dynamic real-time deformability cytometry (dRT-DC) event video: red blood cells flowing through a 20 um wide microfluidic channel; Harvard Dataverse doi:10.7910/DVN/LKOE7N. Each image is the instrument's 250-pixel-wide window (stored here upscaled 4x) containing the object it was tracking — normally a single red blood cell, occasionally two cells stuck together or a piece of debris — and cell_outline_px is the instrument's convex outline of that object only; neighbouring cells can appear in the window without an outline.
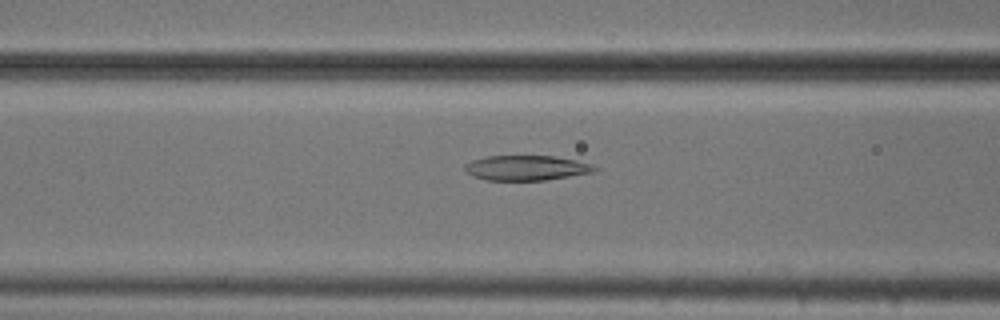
{"species": "common noctule bat (a hibernating species)", "species_latin": "Nyctalus noctula", "temperature_condition": "cold", "stored_images_in_passage": 47, "camera_frame_rate_fps": 3000, "um_per_image_px": 0.085, "animal": {"sex": "male", "body_mass_g": 20.5, "forearm_length_mm": 52.5}, "frame": {"image": 1, "passage_image": 15, "time_ms": 4.667, "image_size_px": [1000, 320], "cell_outline_px": [[600, 168], [596, 172], [544, 180], [488, 180], [472, 176], [464, 168], [464, 164], [472, 160], [484, 156], [556, 156], [576, 160], [592, 164]], "centroid_in_image_um": [44.78, 14.26], "position_along_channel_um": 121.8, "area_um2": 19.02}}
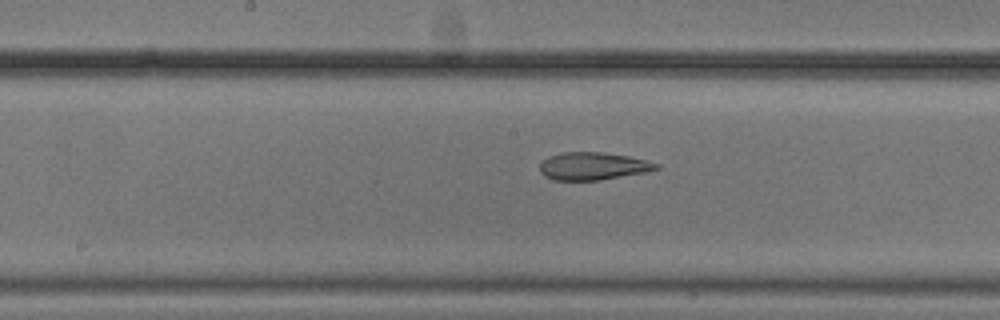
{"frame": {"image": 2, "passage_image": 21, "time_ms": 6.667, "image_size_px": [1000, 320], "cell_outline_px": [[660, 168], [644, 172], [600, 180], [552, 180], [544, 176], [540, 172], [540, 164], [548, 156], [560, 152], [604, 152], [632, 156], [660, 164]], "centroid_in_image_um": [50.39, 14.11], "position_along_channel_um": 197.8, "area_um2": 18.9}}
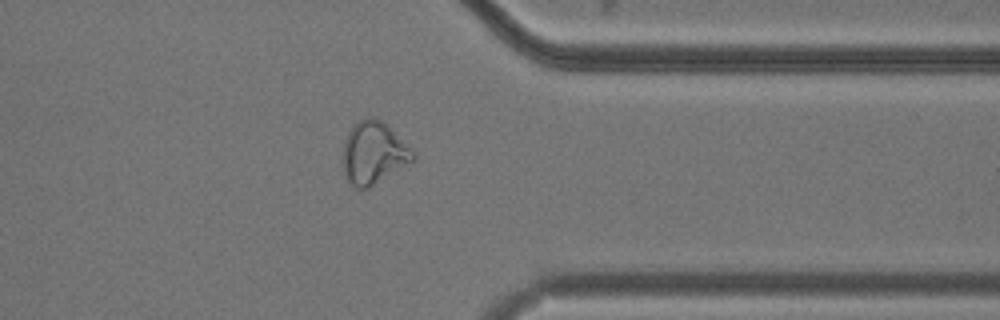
{"frame": {"image": 3, "passage_image": 36, "time_ms": 11.667, "image_size_px": [1000, 320], "cell_outline_px": [[416, 160], [368, 188], [356, 188], [348, 180], [344, 172], [344, 140], [348, 132], [360, 120], [368, 116], [372, 116], [380, 120], [416, 152]], "centroid_in_image_um": [31.79, 13.01], "position_along_channel_um": 379.6, "area_um2": 25.14}, "authors_computed_cell_mechanics": {"area_um2": 21.8484, "velocity_mm_per_s": 3.771, "shape_relaxation_time_tau1_ms": 7.6917, "shape_relaxation_time_tau2_ms": 2.8741, "deformation_change_tau1": 0.2328, "deformation_change_tau2": 0.1061}}